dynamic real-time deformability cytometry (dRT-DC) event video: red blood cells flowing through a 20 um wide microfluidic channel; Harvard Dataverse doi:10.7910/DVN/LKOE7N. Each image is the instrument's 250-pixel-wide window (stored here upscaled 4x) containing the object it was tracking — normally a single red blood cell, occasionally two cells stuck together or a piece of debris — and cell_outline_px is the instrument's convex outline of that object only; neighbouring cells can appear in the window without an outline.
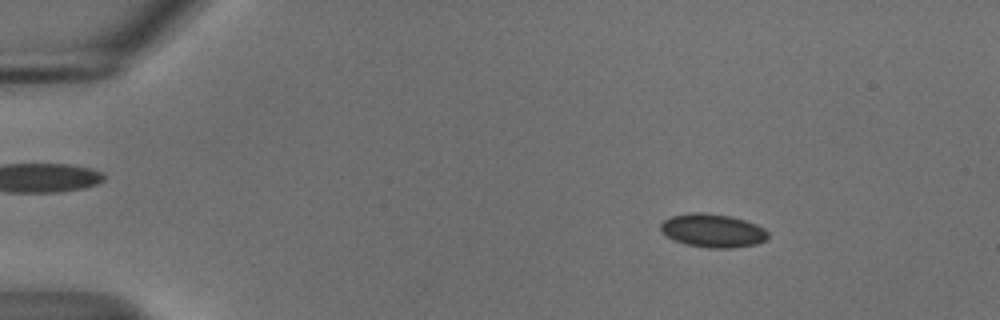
{"species": "common noctule bat (a hibernating species)", "species_latin": "Nyctalus noctula", "temperature_condition": "cold", "stored_images_in_passage": 16, "camera_frame_rate_fps": 3000, "um_per_image_px": 0.085, "animal": {"sex": "male", "body_mass_g": 18.8}, "frame": {"image": 1, "passage_image": 7, "time_ms": 2.0, "image_size_px": [1000, 320], "cell_outline_px": [[768, 236], [764, 240], [756, 244], [732, 248], [712, 248], [688, 244], [676, 240], [660, 232], [660, 224], [664, 220], [672, 216], [692, 212], [704, 212], [728, 216], [744, 220], [756, 224], [764, 228], [768, 232]], "centroid_in_image_um": [60.58, 19.59], "position_along_channel_um": 24.4, "area_um2": 20.69}}
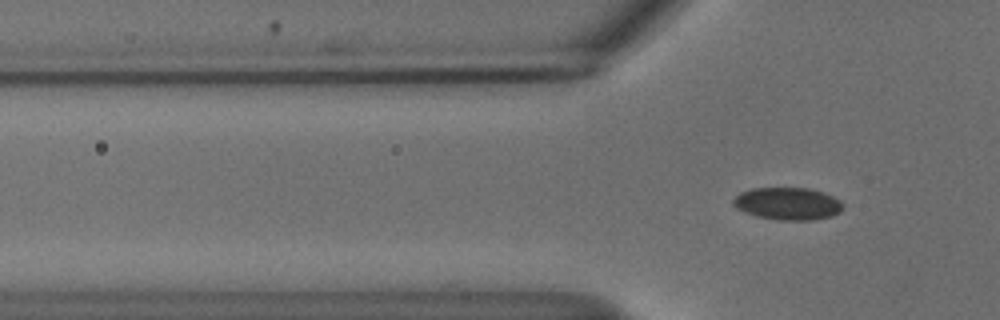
{"frame": {"image": 2, "passage_image": 16, "time_ms": 5.0, "image_size_px": [1000, 320], "cell_outline_px": [[844, 208], [840, 212], [832, 216], [808, 220], [780, 220], [756, 216], [744, 212], [736, 208], [732, 204], [732, 200], [740, 192], [752, 188], [808, 188], [824, 192], [840, 200], [844, 204]], "centroid_in_image_um": [66.96, 17.3], "position_along_channel_um": 58.8, "area_um2": 20.87}}